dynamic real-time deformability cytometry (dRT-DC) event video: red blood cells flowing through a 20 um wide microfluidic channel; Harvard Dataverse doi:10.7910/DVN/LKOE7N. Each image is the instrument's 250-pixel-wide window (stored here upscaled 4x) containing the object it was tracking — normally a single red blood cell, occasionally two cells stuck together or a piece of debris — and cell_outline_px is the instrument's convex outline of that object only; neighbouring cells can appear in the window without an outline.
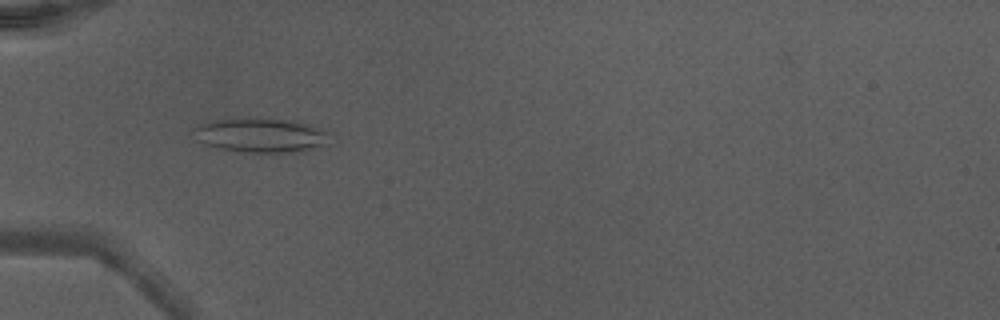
{"species": "Egyptian fruit bat (a non-hibernating species)", "species_latin": "Rousettus aegyptiacus", "temperature_condition": "warm", "stored_images_in_passage": 37, "camera_frame_rate_fps": 3000, "um_per_image_px": 0.085, "animal": {"sex": "male"}, "frame": {"image": 1, "passage_image": 6, "time_ms": 1.667, "image_size_px": [1000, 320], "cell_outline_px": [[332, 144], [304, 152], [244, 152], [220, 148], [204, 144], [196, 140], [196, 128], [200, 124], [212, 120], [292, 120], [308, 124], [332, 132]], "centroid_in_image_um": [22.35, 11.54], "position_along_channel_um": 62.7, "area_um2": 27.05}}
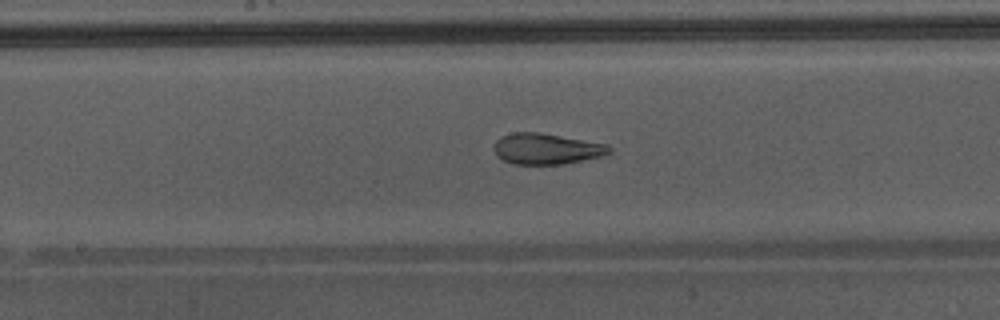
{"frame": {"image": 2, "passage_image": 16, "time_ms": 5.0, "image_size_px": [1000, 320], "cell_outline_px": [[612, 152], [600, 156], [564, 164], [512, 164], [496, 156], [492, 148], [496, 140], [512, 132], [540, 132], [608, 144], [612, 148]], "centroid_in_image_um": [46.43, 12.64], "position_along_channel_um": 201.8, "area_um2": 20.87}, "authors_computed_cell_mechanics": {"area_um2": 22.831, "velocity_mm_per_s": 4.3724, "shape_relaxation_time_tau1_ms": 5.8161, "shape_relaxation_time_tau2_ms": 1.3148, "deformation_change_tau1": 0.1927, "deformation_change_tau2": 0.0731}}